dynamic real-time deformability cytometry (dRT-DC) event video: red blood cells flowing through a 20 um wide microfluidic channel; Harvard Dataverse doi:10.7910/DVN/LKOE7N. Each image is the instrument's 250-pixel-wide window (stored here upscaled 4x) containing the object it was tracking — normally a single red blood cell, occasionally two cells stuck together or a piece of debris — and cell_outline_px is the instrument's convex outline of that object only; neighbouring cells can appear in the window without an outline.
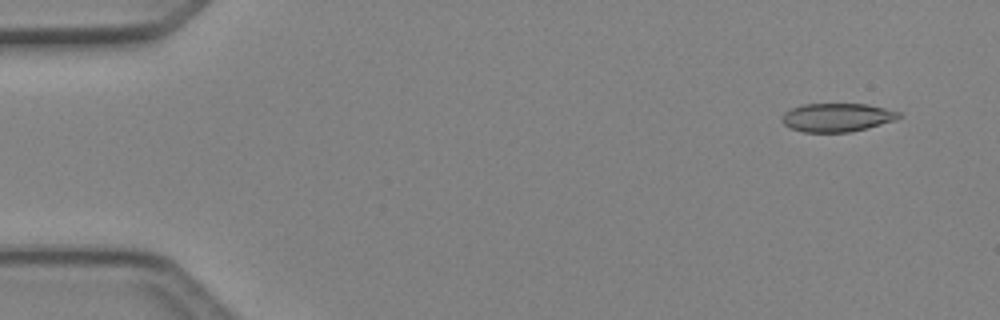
{"species": "Egyptian fruit bat (a non-hibernating species)", "species_latin": "Rousettus aegyptiacus", "temperature_condition": "cold", "stored_images_in_passage": 5, "camera_frame_rate_fps": 3000, "um_per_image_px": 0.085, "animal": {"sex": "female"}, "frame": {"image": 1, "passage_image": 1, "time_ms": 0.0, "image_size_px": [1000, 320], "cell_outline_px": [[900, 116], [896, 120], [868, 128], [852, 132], [804, 132], [792, 128], [784, 124], [780, 120], [784, 112], [792, 108], [804, 104], [868, 104], [900, 112]], "centroid_in_image_um": [71.15, 9.98], "position_along_channel_um": 13.9, "area_um2": 19.42}}
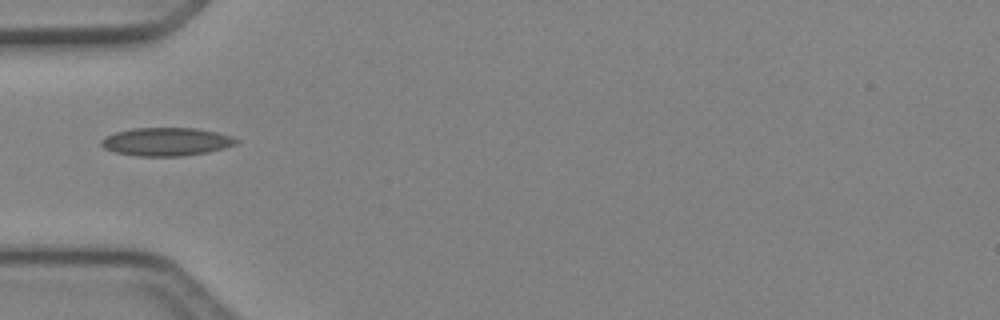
{"frame": {"image": 2, "passage_image": 4, "time_ms": 1.0, "image_size_px": [1000, 320], "cell_outline_px": [[240, 140], [236, 144], [224, 148], [208, 152], [180, 156], [136, 156], [116, 152], [104, 148], [100, 144], [100, 140], [104, 136], [116, 132], [132, 128], [196, 128], [216, 132], [232, 136]], "centroid_in_image_um": [14.13, 12.04], "position_along_channel_um": 70.9, "area_um2": 22.25}}
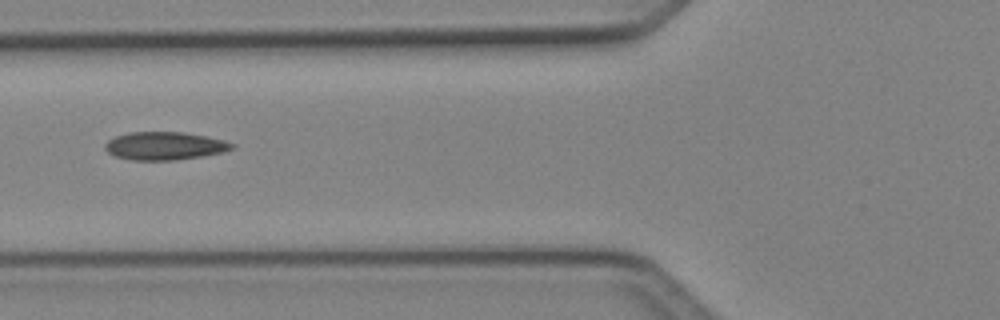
{"frame": {"image": 3, "passage_image": 5, "time_ms": 1.333, "image_size_px": [1000, 320], "cell_outline_px": [[236, 148], [224, 152], [176, 160], [132, 160], [116, 156], [108, 152], [104, 148], [104, 144], [108, 140], [116, 136], [128, 132], [184, 132], [208, 136], [224, 140], [236, 144]], "centroid_in_image_um": [14.03, 12.39], "position_along_channel_um": 111.8, "area_um2": 20.87}}